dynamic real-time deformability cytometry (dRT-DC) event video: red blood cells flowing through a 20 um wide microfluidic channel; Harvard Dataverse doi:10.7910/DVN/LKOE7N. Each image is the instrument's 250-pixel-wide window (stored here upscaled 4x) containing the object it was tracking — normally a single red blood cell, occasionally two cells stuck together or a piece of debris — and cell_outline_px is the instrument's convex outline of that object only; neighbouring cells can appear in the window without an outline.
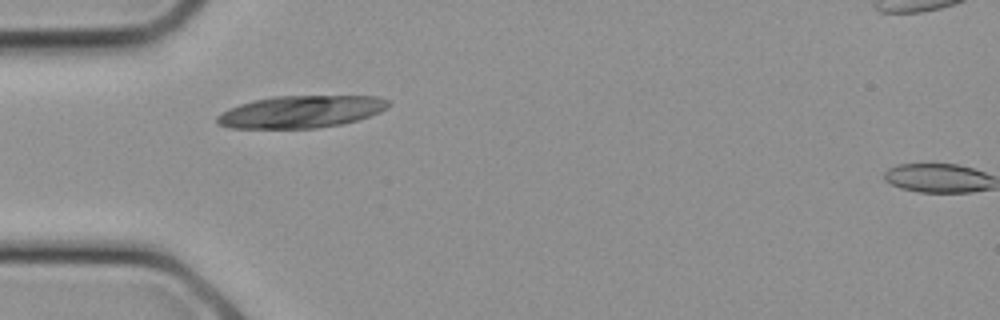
{"species": "common noctule bat (a hibernating species)", "species_latin": "Nyctalus noctula", "temperature_condition": "cold", "stored_images_in_passage": 2, "segment_of_instrument_passage": [1, 2], "camera_frame_rate_fps": 3000, "um_per_image_px": 0.085, "animal": {"sex": "female", "body_mass_g": 21.9}, "frame": {"image": 1, "passage_image": 1, "time_ms": 0.0, "image_size_px": [1000, 320], "cell_outline_px": [[392, 104], [388, 108], [380, 112], [356, 120], [340, 124], [316, 128], [228, 128], [216, 124], [216, 116], [240, 104], [252, 100], [272, 96], [380, 96], [392, 100]], "centroid_in_image_um": [25.62, 9.49], "position_along_channel_um": 59.4, "area_um2": 32.31}}